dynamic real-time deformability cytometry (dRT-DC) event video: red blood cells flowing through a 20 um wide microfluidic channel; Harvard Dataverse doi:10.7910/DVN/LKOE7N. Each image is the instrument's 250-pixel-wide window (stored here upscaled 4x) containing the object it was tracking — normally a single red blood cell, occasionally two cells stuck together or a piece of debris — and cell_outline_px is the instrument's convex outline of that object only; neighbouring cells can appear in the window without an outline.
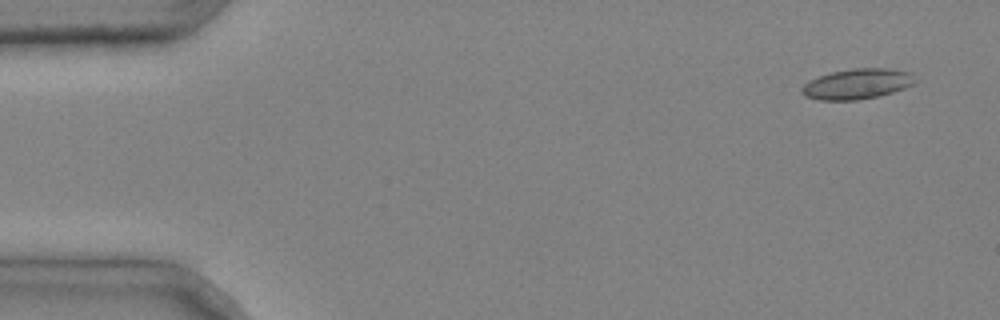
{"species": "common noctule bat (a hibernating species)", "species_latin": "Nyctalus noctula", "temperature_condition": "cold", "stored_images_in_passage": 4, "camera_frame_rate_fps": 3000, "um_per_image_px": 0.085, "animal": {"sex": "male", "body_mass_g": 20.4}, "frame": {"image": 1, "passage_image": 1, "time_ms": 0.0, "image_size_px": [1000, 320], "cell_outline_px": [[920, 80], [904, 88], [892, 92], [876, 96], [856, 100], [820, 100], [804, 96], [800, 92], [800, 88], [808, 80], [832, 72], [856, 68], [888, 68], [912, 72]], "centroid_in_image_um": [72.88, 7.12], "position_along_channel_um": 12.1, "area_um2": 20.17}}